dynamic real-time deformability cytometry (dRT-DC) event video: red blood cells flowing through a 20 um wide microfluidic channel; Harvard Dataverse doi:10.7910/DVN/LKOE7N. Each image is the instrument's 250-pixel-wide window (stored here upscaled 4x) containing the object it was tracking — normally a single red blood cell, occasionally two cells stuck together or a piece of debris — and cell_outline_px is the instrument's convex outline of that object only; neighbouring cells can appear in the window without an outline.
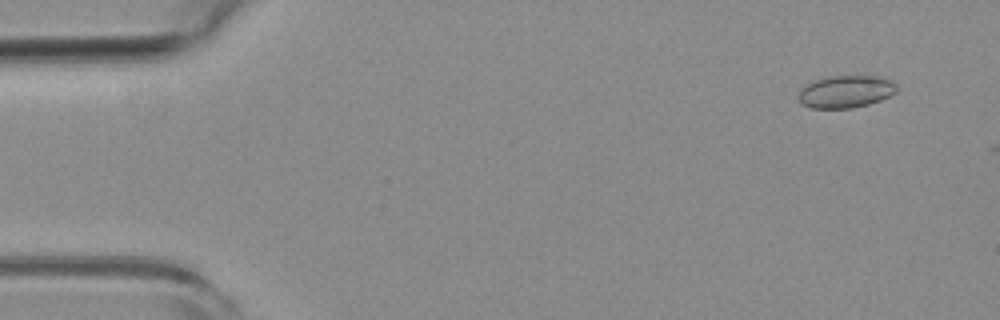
{"species": "common noctule bat (a hibernating species)", "species_latin": "Nyctalus noctula", "temperature_condition": "room temperature", "stored_images_in_passage": 5, "camera_frame_rate_fps": 3000, "um_per_image_px": 0.085, "animal": {"sex": "female", "body_mass_g": 19.3, "forearm_length_mm": 54.1}, "frame": {"image": 1, "passage_image": 4, "time_ms": 1.0, "image_size_px": [1000, 320], "cell_outline_px": [[896, 92], [880, 100], [868, 104], [852, 108], [812, 108], [800, 104], [800, 92], [808, 84], [816, 80], [828, 76], [880, 76], [892, 80], [896, 84]], "centroid_in_image_um": [71.93, 7.78], "position_along_channel_um": 13.1, "area_um2": 18.32}}